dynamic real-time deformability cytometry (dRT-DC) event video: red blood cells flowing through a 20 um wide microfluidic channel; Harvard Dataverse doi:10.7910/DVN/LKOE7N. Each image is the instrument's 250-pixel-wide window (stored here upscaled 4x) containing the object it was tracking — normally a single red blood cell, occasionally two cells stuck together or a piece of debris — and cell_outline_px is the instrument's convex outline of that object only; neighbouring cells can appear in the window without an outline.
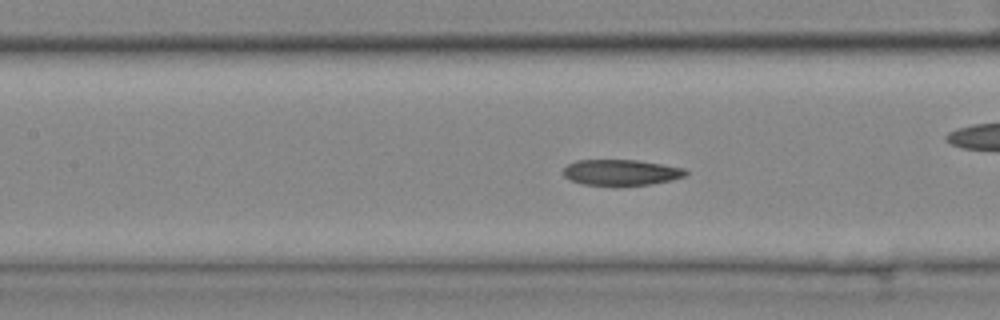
{"species": "common noctule bat (a hibernating species)", "species_latin": "Nyctalus noctula", "temperature_condition": "cold", "stored_images_in_passage": 55, "camera_frame_rate_fps": 3000, "um_per_image_px": 0.085, "animal": {"sex": "female", "body_mass_g": 25.1}, "frame": {"image": 1, "passage_image": 24, "time_ms": 7.667, "image_size_px": [1000, 320], "cell_outline_px": [[688, 172], [684, 176], [672, 180], [652, 184], [584, 184], [572, 180], [564, 176], [564, 168], [568, 164], [576, 160], [636, 160], [684, 168]], "centroid_in_image_um": [52.8, 14.63], "position_along_channel_um": 154.6, "area_um2": 17.92}, "authors_computed_cell_mechanics": {"area_um2": 19.3052, "velocity_mm_per_s": 3.6768, "shape_relaxation_time_tau1_ms": null, "shape_relaxation_time_tau2_ms": 8.3858, "deformation_change_tau1": null, "deformation_change_tau2": 0.1622}}